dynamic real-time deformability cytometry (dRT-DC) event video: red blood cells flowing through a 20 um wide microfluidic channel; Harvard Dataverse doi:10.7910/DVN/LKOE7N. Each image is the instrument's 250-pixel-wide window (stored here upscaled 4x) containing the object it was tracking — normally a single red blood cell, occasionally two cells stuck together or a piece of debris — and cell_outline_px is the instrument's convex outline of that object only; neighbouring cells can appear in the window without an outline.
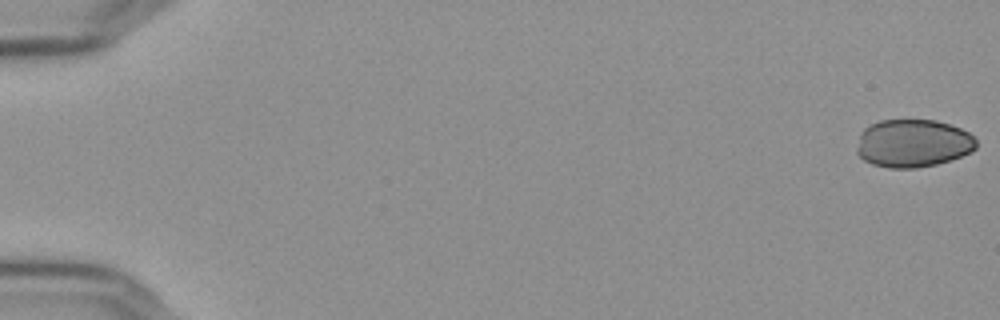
{"species": "Egyptian fruit bat (a non-hibernating species)", "species_latin": "Rousettus aegyptiacus", "temperature_condition": "cold", "stored_images_in_passage": 19, "camera_frame_rate_fps": 3000, "um_per_image_px": 0.085, "frame": {"image": 1, "passage_image": 1, "time_ms": 0.0, "image_size_px": [1000, 320], "cell_outline_px": [[976, 148], [972, 152], [936, 164], [916, 168], [888, 168], [872, 164], [864, 160], [856, 152], [856, 148], [860, 132], [864, 128], [880, 120], [936, 120], [960, 128], [968, 132], [976, 140]], "centroid_in_image_um": [77.58, 12.18], "position_along_channel_um": 7.4, "area_um2": 33.41}}
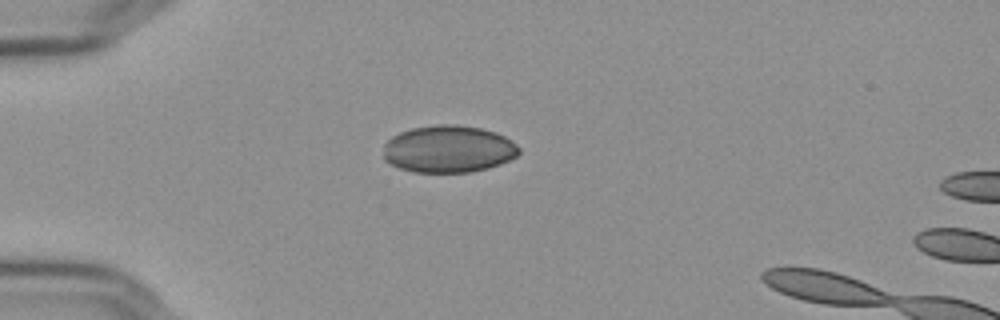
{"frame": {"image": 2, "passage_image": 16, "time_ms": 5.0, "image_size_px": [1000, 320], "cell_outline_px": [[520, 152], [516, 156], [500, 164], [488, 168], [472, 172], [412, 172], [400, 168], [384, 160], [384, 144], [392, 136], [400, 132], [412, 128], [436, 124], [452, 124], [480, 128], [496, 132], [504, 136], [516, 144], [520, 148]], "centroid_in_image_um": [38.11, 12.67], "position_along_channel_um": 46.9, "area_um2": 37.34}}